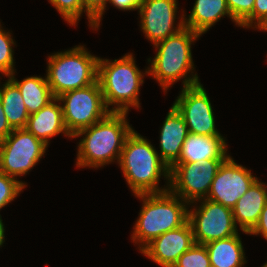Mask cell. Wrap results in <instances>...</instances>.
<instances>
[{"instance_id":"cell-10","label":"cell","mask_w":267,"mask_h":267,"mask_svg":"<svg viewBox=\"0 0 267 267\" xmlns=\"http://www.w3.org/2000/svg\"><path fill=\"white\" fill-rule=\"evenodd\" d=\"M188 210V221L191 224L196 244L228 238L238 234L232 209L209 199Z\"/></svg>"},{"instance_id":"cell-27","label":"cell","mask_w":267,"mask_h":267,"mask_svg":"<svg viewBox=\"0 0 267 267\" xmlns=\"http://www.w3.org/2000/svg\"><path fill=\"white\" fill-rule=\"evenodd\" d=\"M266 26H267V0H255L252 14L240 25V27L244 28L251 27L263 30Z\"/></svg>"},{"instance_id":"cell-3","label":"cell","mask_w":267,"mask_h":267,"mask_svg":"<svg viewBox=\"0 0 267 267\" xmlns=\"http://www.w3.org/2000/svg\"><path fill=\"white\" fill-rule=\"evenodd\" d=\"M201 35L184 26L179 32L155 44L157 50L148 75H151L166 92L168 88L183 79V88L199 84V77L193 73L194 63L191 44ZM188 76V77H187Z\"/></svg>"},{"instance_id":"cell-5","label":"cell","mask_w":267,"mask_h":267,"mask_svg":"<svg viewBox=\"0 0 267 267\" xmlns=\"http://www.w3.org/2000/svg\"><path fill=\"white\" fill-rule=\"evenodd\" d=\"M133 54L110 61L99 58L98 76L104 102L111 112H128L130 107H140L139 90L144 82V74L136 66Z\"/></svg>"},{"instance_id":"cell-32","label":"cell","mask_w":267,"mask_h":267,"mask_svg":"<svg viewBox=\"0 0 267 267\" xmlns=\"http://www.w3.org/2000/svg\"><path fill=\"white\" fill-rule=\"evenodd\" d=\"M13 130L4 114L2 102L0 100V141L4 140Z\"/></svg>"},{"instance_id":"cell-31","label":"cell","mask_w":267,"mask_h":267,"mask_svg":"<svg viewBox=\"0 0 267 267\" xmlns=\"http://www.w3.org/2000/svg\"><path fill=\"white\" fill-rule=\"evenodd\" d=\"M109 3H112L115 8L117 7L120 10H138L141 0H109Z\"/></svg>"},{"instance_id":"cell-24","label":"cell","mask_w":267,"mask_h":267,"mask_svg":"<svg viewBox=\"0 0 267 267\" xmlns=\"http://www.w3.org/2000/svg\"><path fill=\"white\" fill-rule=\"evenodd\" d=\"M173 267H211L209 254L205 245L194 244L178 258Z\"/></svg>"},{"instance_id":"cell-28","label":"cell","mask_w":267,"mask_h":267,"mask_svg":"<svg viewBox=\"0 0 267 267\" xmlns=\"http://www.w3.org/2000/svg\"><path fill=\"white\" fill-rule=\"evenodd\" d=\"M233 22L240 26L253 12L255 0H226Z\"/></svg>"},{"instance_id":"cell-22","label":"cell","mask_w":267,"mask_h":267,"mask_svg":"<svg viewBox=\"0 0 267 267\" xmlns=\"http://www.w3.org/2000/svg\"><path fill=\"white\" fill-rule=\"evenodd\" d=\"M0 88V100L4 114L13 129L26 128L29 113L18 86L8 77Z\"/></svg>"},{"instance_id":"cell-12","label":"cell","mask_w":267,"mask_h":267,"mask_svg":"<svg viewBox=\"0 0 267 267\" xmlns=\"http://www.w3.org/2000/svg\"><path fill=\"white\" fill-rule=\"evenodd\" d=\"M177 0H141L138 12L141 18L140 27L152 44H157L184 28L182 14L177 27L176 14L179 9Z\"/></svg>"},{"instance_id":"cell-16","label":"cell","mask_w":267,"mask_h":267,"mask_svg":"<svg viewBox=\"0 0 267 267\" xmlns=\"http://www.w3.org/2000/svg\"><path fill=\"white\" fill-rule=\"evenodd\" d=\"M26 129L47 146L49 139L60 133L72 138L65 127L62 105L57 97L38 112L29 115Z\"/></svg>"},{"instance_id":"cell-21","label":"cell","mask_w":267,"mask_h":267,"mask_svg":"<svg viewBox=\"0 0 267 267\" xmlns=\"http://www.w3.org/2000/svg\"><path fill=\"white\" fill-rule=\"evenodd\" d=\"M14 74L10 75L9 78L18 86L29 115L38 112L55 98L46 76L45 78L31 76L20 82L16 80Z\"/></svg>"},{"instance_id":"cell-8","label":"cell","mask_w":267,"mask_h":267,"mask_svg":"<svg viewBox=\"0 0 267 267\" xmlns=\"http://www.w3.org/2000/svg\"><path fill=\"white\" fill-rule=\"evenodd\" d=\"M47 147L26 128L14 129L0 141V172L16 179L26 175L44 156Z\"/></svg>"},{"instance_id":"cell-14","label":"cell","mask_w":267,"mask_h":267,"mask_svg":"<svg viewBox=\"0 0 267 267\" xmlns=\"http://www.w3.org/2000/svg\"><path fill=\"white\" fill-rule=\"evenodd\" d=\"M194 244L193 230L187 221L183 226L158 236L140 252L162 267H173Z\"/></svg>"},{"instance_id":"cell-30","label":"cell","mask_w":267,"mask_h":267,"mask_svg":"<svg viewBox=\"0 0 267 267\" xmlns=\"http://www.w3.org/2000/svg\"><path fill=\"white\" fill-rule=\"evenodd\" d=\"M249 235H262L267 240V202L255 227L248 233Z\"/></svg>"},{"instance_id":"cell-29","label":"cell","mask_w":267,"mask_h":267,"mask_svg":"<svg viewBox=\"0 0 267 267\" xmlns=\"http://www.w3.org/2000/svg\"><path fill=\"white\" fill-rule=\"evenodd\" d=\"M109 0H82L83 12H86L89 26L97 29L100 25L103 13L106 10V4Z\"/></svg>"},{"instance_id":"cell-7","label":"cell","mask_w":267,"mask_h":267,"mask_svg":"<svg viewBox=\"0 0 267 267\" xmlns=\"http://www.w3.org/2000/svg\"><path fill=\"white\" fill-rule=\"evenodd\" d=\"M58 99L62 103L65 127L72 137L78 131L104 119L111 112L105 105L98 81L61 94Z\"/></svg>"},{"instance_id":"cell-4","label":"cell","mask_w":267,"mask_h":267,"mask_svg":"<svg viewBox=\"0 0 267 267\" xmlns=\"http://www.w3.org/2000/svg\"><path fill=\"white\" fill-rule=\"evenodd\" d=\"M143 201L139 218L131 235L141 251L163 233L177 229L188 221V203L170 190L162 193L139 194Z\"/></svg>"},{"instance_id":"cell-25","label":"cell","mask_w":267,"mask_h":267,"mask_svg":"<svg viewBox=\"0 0 267 267\" xmlns=\"http://www.w3.org/2000/svg\"><path fill=\"white\" fill-rule=\"evenodd\" d=\"M26 186V183L0 172V210L11 203Z\"/></svg>"},{"instance_id":"cell-1","label":"cell","mask_w":267,"mask_h":267,"mask_svg":"<svg viewBox=\"0 0 267 267\" xmlns=\"http://www.w3.org/2000/svg\"><path fill=\"white\" fill-rule=\"evenodd\" d=\"M128 112H110L104 119L78 131L72 138L83 137L78 145L76 166L99 168L119 162L126 138L133 128L127 122Z\"/></svg>"},{"instance_id":"cell-19","label":"cell","mask_w":267,"mask_h":267,"mask_svg":"<svg viewBox=\"0 0 267 267\" xmlns=\"http://www.w3.org/2000/svg\"><path fill=\"white\" fill-rule=\"evenodd\" d=\"M223 16L233 21L226 0H196L190 15L184 17V25L202 35Z\"/></svg>"},{"instance_id":"cell-26","label":"cell","mask_w":267,"mask_h":267,"mask_svg":"<svg viewBox=\"0 0 267 267\" xmlns=\"http://www.w3.org/2000/svg\"><path fill=\"white\" fill-rule=\"evenodd\" d=\"M70 25H76L83 13L82 0H49Z\"/></svg>"},{"instance_id":"cell-11","label":"cell","mask_w":267,"mask_h":267,"mask_svg":"<svg viewBox=\"0 0 267 267\" xmlns=\"http://www.w3.org/2000/svg\"><path fill=\"white\" fill-rule=\"evenodd\" d=\"M173 106L182 115L189 133L202 136L221 135L215 128L213 107L201 83L182 88Z\"/></svg>"},{"instance_id":"cell-18","label":"cell","mask_w":267,"mask_h":267,"mask_svg":"<svg viewBox=\"0 0 267 267\" xmlns=\"http://www.w3.org/2000/svg\"><path fill=\"white\" fill-rule=\"evenodd\" d=\"M266 202L267 185L257 179L232 209L234 222L243 233L248 234L255 227Z\"/></svg>"},{"instance_id":"cell-33","label":"cell","mask_w":267,"mask_h":267,"mask_svg":"<svg viewBox=\"0 0 267 267\" xmlns=\"http://www.w3.org/2000/svg\"><path fill=\"white\" fill-rule=\"evenodd\" d=\"M5 229H4V224L2 222V219L0 217V246L2 247L4 241H5Z\"/></svg>"},{"instance_id":"cell-15","label":"cell","mask_w":267,"mask_h":267,"mask_svg":"<svg viewBox=\"0 0 267 267\" xmlns=\"http://www.w3.org/2000/svg\"><path fill=\"white\" fill-rule=\"evenodd\" d=\"M188 128L182 115L172 105L160 129V158L171 167L180 157Z\"/></svg>"},{"instance_id":"cell-23","label":"cell","mask_w":267,"mask_h":267,"mask_svg":"<svg viewBox=\"0 0 267 267\" xmlns=\"http://www.w3.org/2000/svg\"><path fill=\"white\" fill-rule=\"evenodd\" d=\"M0 23V72L1 74L9 77L16 71L14 70V43L11 33L9 31L2 30Z\"/></svg>"},{"instance_id":"cell-34","label":"cell","mask_w":267,"mask_h":267,"mask_svg":"<svg viewBox=\"0 0 267 267\" xmlns=\"http://www.w3.org/2000/svg\"><path fill=\"white\" fill-rule=\"evenodd\" d=\"M261 267H267V262L263 266H261Z\"/></svg>"},{"instance_id":"cell-6","label":"cell","mask_w":267,"mask_h":267,"mask_svg":"<svg viewBox=\"0 0 267 267\" xmlns=\"http://www.w3.org/2000/svg\"><path fill=\"white\" fill-rule=\"evenodd\" d=\"M98 61L83 45L50 55L46 78L53 96L96 83Z\"/></svg>"},{"instance_id":"cell-9","label":"cell","mask_w":267,"mask_h":267,"mask_svg":"<svg viewBox=\"0 0 267 267\" xmlns=\"http://www.w3.org/2000/svg\"><path fill=\"white\" fill-rule=\"evenodd\" d=\"M225 159L200 163H174L170 167L169 190L189 205L206 199L218 168Z\"/></svg>"},{"instance_id":"cell-17","label":"cell","mask_w":267,"mask_h":267,"mask_svg":"<svg viewBox=\"0 0 267 267\" xmlns=\"http://www.w3.org/2000/svg\"><path fill=\"white\" fill-rule=\"evenodd\" d=\"M222 135L202 136L188 133L179 159L175 163H200L210 159H226L227 143Z\"/></svg>"},{"instance_id":"cell-2","label":"cell","mask_w":267,"mask_h":267,"mask_svg":"<svg viewBox=\"0 0 267 267\" xmlns=\"http://www.w3.org/2000/svg\"><path fill=\"white\" fill-rule=\"evenodd\" d=\"M118 164L135 195L169 190L170 167L160 158L151 142L135 130L126 138ZM162 175L168 181L165 188L158 187Z\"/></svg>"},{"instance_id":"cell-20","label":"cell","mask_w":267,"mask_h":267,"mask_svg":"<svg viewBox=\"0 0 267 267\" xmlns=\"http://www.w3.org/2000/svg\"><path fill=\"white\" fill-rule=\"evenodd\" d=\"M211 267H243L246 263L240 235L215 240L205 244Z\"/></svg>"},{"instance_id":"cell-13","label":"cell","mask_w":267,"mask_h":267,"mask_svg":"<svg viewBox=\"0 0 267 267\" xmlns=\"http://www.w3.org/2000/svg\"><path fill=\"white\" fill-rule=\"evenodd\" d=\"M250 171L237 164L229 155L218 168L206 199L233 209L236 202L258 179Z\"/></svg>"}]
</instances>
